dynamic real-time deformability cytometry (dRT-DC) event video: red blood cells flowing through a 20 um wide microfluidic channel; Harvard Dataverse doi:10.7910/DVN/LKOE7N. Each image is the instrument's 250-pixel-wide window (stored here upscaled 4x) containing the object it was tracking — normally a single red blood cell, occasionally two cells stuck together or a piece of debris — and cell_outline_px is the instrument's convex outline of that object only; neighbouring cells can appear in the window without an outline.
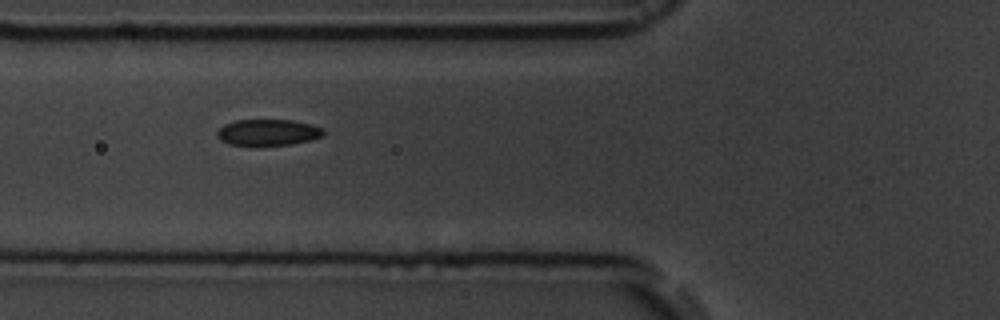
{"species": "common noctule bat (a hibernating species)", "species_latin": "Nyctalus noctula", "temperature_condition": "room temperature", "stored_images_in_passage": 12, "camera_frame_rate_fps": 3000, "um_per_image_px": 0.085, "animal": {"sex": "male", "body_mass_g": 19.5, "forearm_length_mm": 54.6}, "frame": {"image": 1, "passage_image": 7, "time_ms": 6.667, "image_size_px": [1000, 320], "cell_outline_px": [[324, 136], [292, 144], [228, 144], [220, 140], [216, 136], [216, 132], [224, 124], [236, 120], [292, 120], [312, 124], [324, 128]], "centroid_in_image_um": [22.79, 11.23], "position_along_channel_um": 103.0, "area_um2": 16.07}}
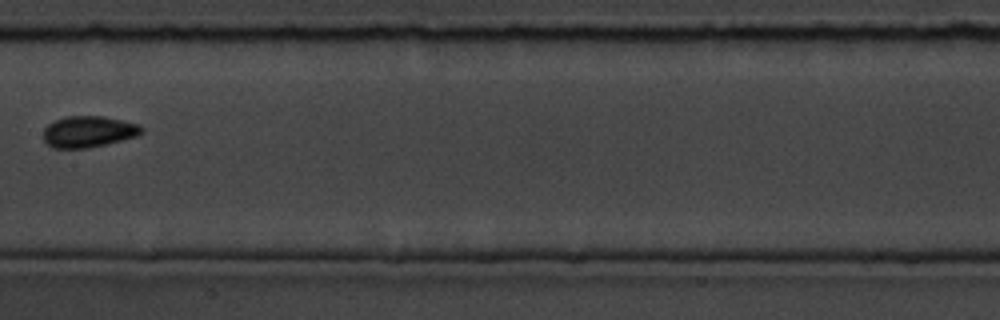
{"frame": {"image": 2, "passage_image": 9, "time_ms": 9.333, "image_size_px": [1000, 320], "cell_outline_px": [[144, 132], [136, 136], [88, 148], [52, 148], [44, 140], [44, 128], [48, 124], [56, 120], [68, 116], [104, 116], [140, 124], [144, 128]], "centroid_in_image_um": [7.54, 11.18], "position_along_channel_um": 199.9, "area_um2": 17.86}}
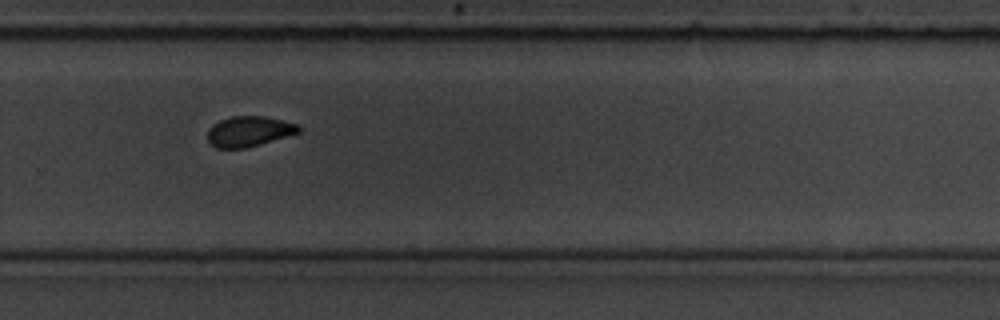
{"frame": {"image": 3, "passage_image": 12, "time_ms": 12.333, "image_size_px": [1000, 320], "cell_outline_px": [[300, 132], [260, 144], [244, 148], [216, 148], [208, 140], [208, 128], [212, 124], [220, 120], [232, 116], [264, 116], [284, 120], [300, 124]], "centroid_in_image_um": [21.17, 11.15], "position_along_channel_um": 308.6, "area_um2": 16.13}}